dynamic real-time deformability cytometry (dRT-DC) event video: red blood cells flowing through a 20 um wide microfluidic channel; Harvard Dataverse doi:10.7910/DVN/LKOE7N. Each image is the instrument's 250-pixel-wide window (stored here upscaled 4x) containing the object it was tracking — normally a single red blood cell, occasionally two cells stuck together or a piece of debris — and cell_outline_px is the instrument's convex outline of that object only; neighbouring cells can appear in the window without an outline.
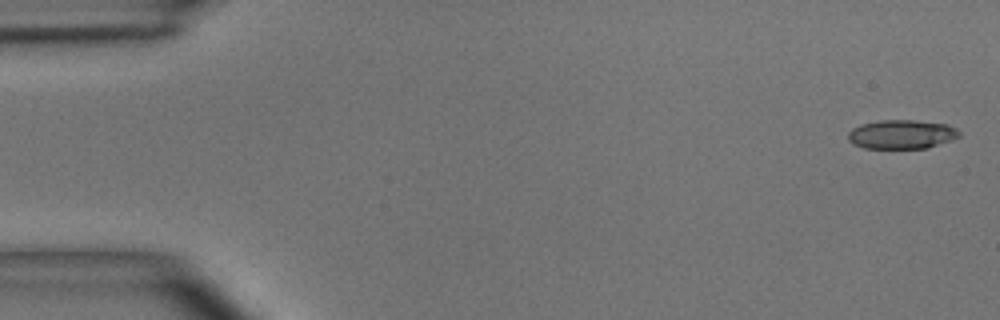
{"species": "common noctule bat (a hibernating species)", "species_latin": "Nyctalus noctula", "temperature_condition": "room temperature", "stored_images_in_passage": 14, "camera_frame_rate_fps": 3000, "um_per_image_px": 0.085, "animal": {"sex": "male", "body_mass_g": 15.6}, "frame": {"image": 1, "passage_image": 1, "time_ms": 0.0, "image_size_px": [1000, 320], "cell_outline_px": [[960, 136], [952, 140], [928, 148], [864, 148], [852, 144], [848, 140], [848, 132], [852, 128], [860, 124], [880, 120], [916, 120], [948, 124], [956, 128], [960, 132]], "centroid_in_image_um": [76.64, 11.41], "position_along_channel_um": 8.4, "area_um2": 19.02}}
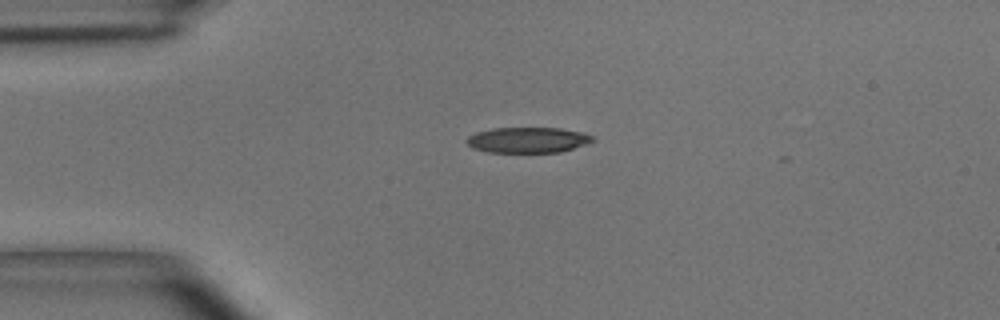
{"frame": {"image": 2, "passage_image": 11, "time_ms": 3.333, "image_size_px": [1000, 320], "cell_outline_px": [[596, 140], [560, 152], [488, 152], [472, 148], [464, 140], [468, 136], [476, 132], [492, 128], [560, 128], [584, 132], [596, 136]], "centroid_in_image_um": [44.87, 11.89], "position_along_channel_um": 40.1, "area_um2": 18.9}}